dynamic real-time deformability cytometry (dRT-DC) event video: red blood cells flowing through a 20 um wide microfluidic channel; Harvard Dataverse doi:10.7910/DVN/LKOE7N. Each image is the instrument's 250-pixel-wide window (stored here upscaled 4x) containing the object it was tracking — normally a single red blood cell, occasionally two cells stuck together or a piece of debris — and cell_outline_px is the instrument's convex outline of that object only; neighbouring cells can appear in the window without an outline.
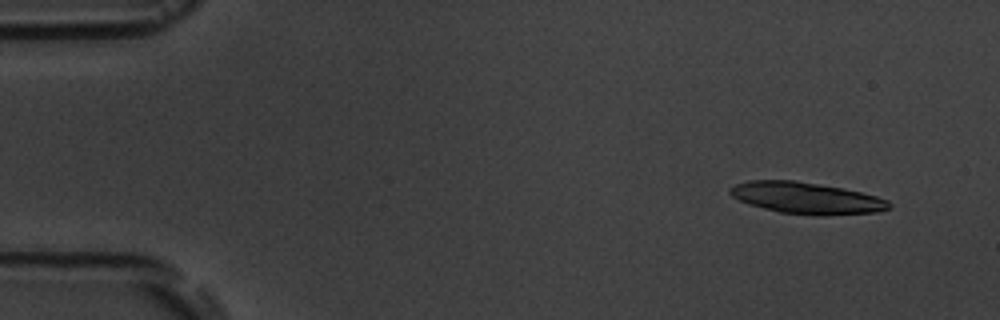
{"species": "common noctule bat (a hibernating species)", "species_latin": "Nyctalus noctula", "temperature_condition": "room temperature", "stored_images_in_passage": 7, "camera_frame_rate_fps": 3000, "um_per_image_px": 0.085, "animal": {"sex": "male", "body_mass_g": 19.5, "forearm_length_mm": 54.6}, "frame": {"image": 1, "passage_image": 1, "time_ms": 0.0, "image_size_px": [1000, 320], "cell_outline_px": [[892, 208], [876, 212], [824, 216], [816, 216], [780, 212], [748, 204], [732, 196], [728, 192], [728, 188], [736, 184], [748, 180], [796, 180], [844, 188], [876, 196], [888, 200], [892, 204]], "centroid_in_image_um": [68.56, 16.83], "position_along_channel_um": 16.4, "area_um2": 29.48}}
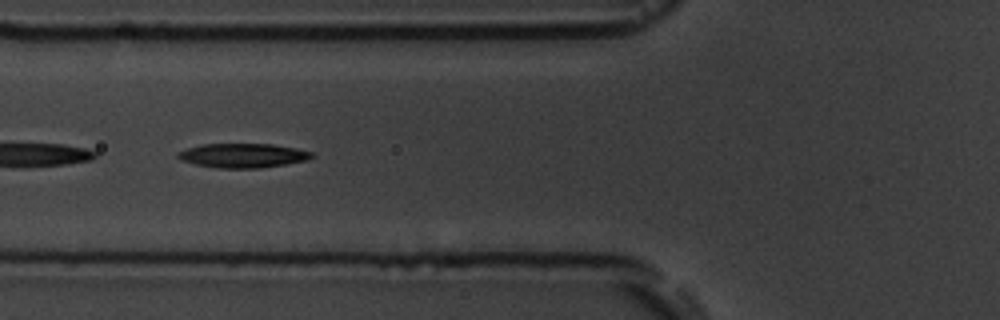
{"frame": {"image": 2, "passage_image": 6, "time_ms": 5.667, "image_size_px": [1000, 320], "cell_outline_px": [[316, 156], [308, 160], [260, 168], [216, 168], [196, 164], [180, 160], [176, 156], [176, 152], [200, 144], [272, 144], [296, 148], [312, 152]], "centroid_in_image_um": [20.64, 13.22], "position_along_channel_um": 105.2, "area_um2": 19.02}}
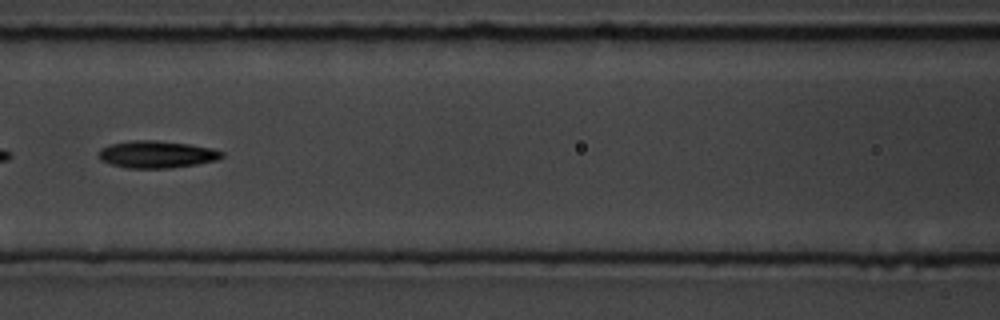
{"frame": {"image": 3, "passage_image": 7, "time_ms": 7.0, "image_size_px": [1000, 320], "cell_outline_px": [[224, 156], [216, 160], [196, 164], [168, 168], [128, 168], [112, 164], [100, 160], [96, 156], [100, 148], [112, 144], [132, 140], [156, 140], [188, 144], [212, 148], [224, 152]], "centroid_in_image_um": [13.29, 13.12], "position_along_channel_um": 153.3, "area_um2": 19.48}}